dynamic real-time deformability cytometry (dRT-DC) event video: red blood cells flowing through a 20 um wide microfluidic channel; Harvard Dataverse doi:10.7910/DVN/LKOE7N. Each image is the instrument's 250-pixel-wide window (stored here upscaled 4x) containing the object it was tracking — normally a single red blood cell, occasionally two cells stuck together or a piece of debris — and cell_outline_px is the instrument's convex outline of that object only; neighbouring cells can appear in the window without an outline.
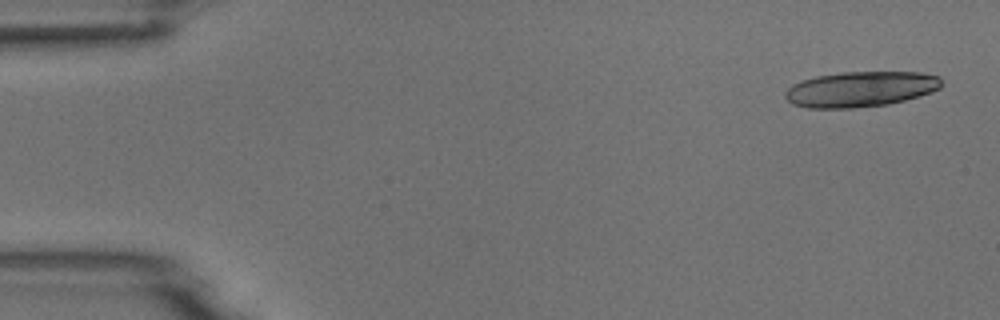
{"species": "common noctule bat (a hibernating species)", "species_latin": "Nyctalus noctula", "temperature_condition": "room temperature", "stored_images_in_passage": 4, "camera_frame_rate_fps": 3000, "um_per_image_px": 0.085, "animal": {"sex": "male", "body_mass_g": 18.8}, "frame": {"image": 1, "passage_image": 1, "time_ms": 0.0, "image_size_px": [1000, 320], "cell_outline_px": [[944, 84], [940, 88], [932, 92], [904, 100], [888, 104], [852, 108], [808, 108], [792, 104], [784, 96], [784, 92], [792, 84], [800, 80], [816, 76], [840, 72], [920, 72], [940, 76]], "centroid_in_image_um": [73.15, 7.57], "position_along_channel_um": 11.9, "area_um2": 32.54}}